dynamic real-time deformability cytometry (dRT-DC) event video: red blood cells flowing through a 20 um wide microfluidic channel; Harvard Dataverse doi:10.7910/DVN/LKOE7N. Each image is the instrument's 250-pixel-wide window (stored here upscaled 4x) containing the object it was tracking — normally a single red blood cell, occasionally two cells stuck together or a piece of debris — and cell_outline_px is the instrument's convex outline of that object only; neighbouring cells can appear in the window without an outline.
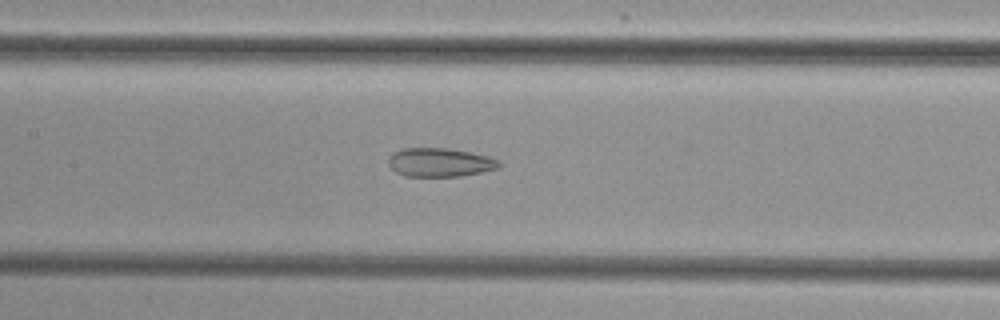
{"species": "common noctule bat (a hibernating species)", "species_latin": "Nyctalus noctula", "temperature_condition": "cold", "stored_images_in_passage": 47, "camera_frame_rate_fps": 3000, "um_per_image_px": 0.085, "animal": {"sex": "female", "body_mass_g": 29.2, "forearm_length_mm": 56.3}, "frame": {"image": 1, "passage_image": 25, "time_ms": 8.0, "image_size_px": [1000, 320], "cell_outline_px": [[500, 164], [496, 168], [480, 172], [460, 176], [404, 176], [396, 172], [388, 164], [388, 156], [392, 152], [404, 148], [448, 148], [488, 156], [500, 160]], "centroid_in_image_um": [37.34, 13.79], "position_along_channel_um": 170.1, "area_um2": 18.44}}
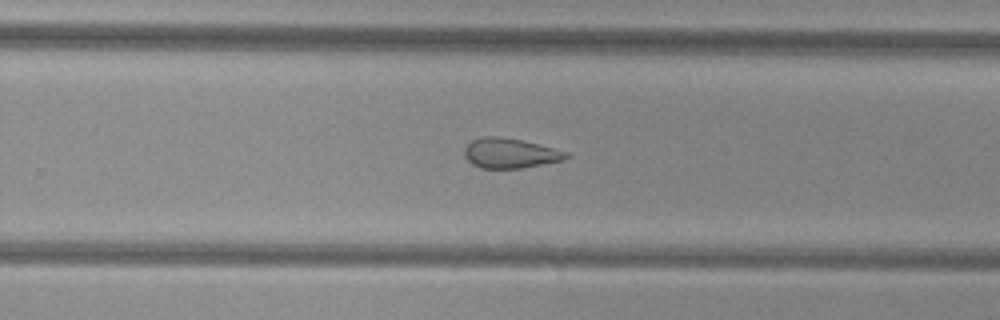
{"frame": {"image": 2, "passage_image": 34, "time_ms": 11.0, "image_size_px": [1000, 320], "cell_outline_px": [[568, 156], [564, 160], [520, 168], [480, 168], [472, 164], [464, 156], [464, 148], [472, 140], [480, 136], [500, 136], [520, 140], [568, 152]], "centroid_in_image_um": [43.3, 13.02], "position_along_channel_um": 286.5, "area_um2": 17.57}}
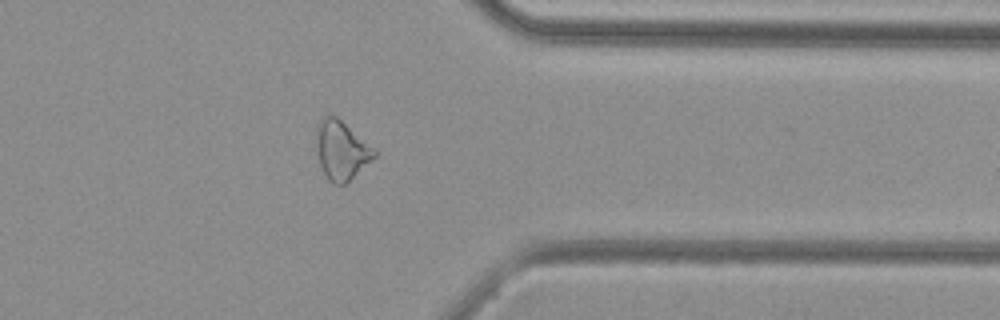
{"frame": {"image": 3, "passage_image": 42, "time_ms": 13.667, "image_size_px": [1000, 320], "cell_outline_px": [[376, 156], [344, 184], [332, 184], [328, 180], [320, 164], [316, 152], [316, 124], [324, 116], [336, 116], [376, 148]], "centroid_in_image_um": [29.0, 12.75], "position_along_channel_um": 382.4, "area_um2": 19.88}}